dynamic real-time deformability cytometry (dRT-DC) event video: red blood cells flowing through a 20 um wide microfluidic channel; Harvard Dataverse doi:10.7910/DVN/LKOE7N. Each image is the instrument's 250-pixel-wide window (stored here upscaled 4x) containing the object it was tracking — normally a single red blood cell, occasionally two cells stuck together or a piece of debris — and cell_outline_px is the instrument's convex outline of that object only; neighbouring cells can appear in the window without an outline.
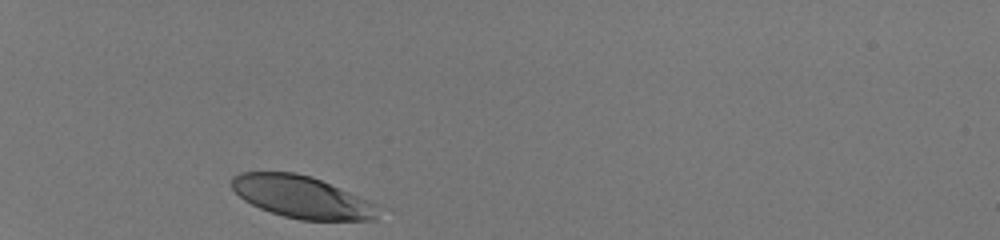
{"species": "human", "species_latin": "Homo sapiens", "temperature_condition": "room temperature", "stored_images_in_passage": 30, "camera_frame_rate_fps": 3000, "um_per_image_px": 0.085, "donor": {"sex": "male"}, "frame": {"image": 1, "passage_image": 1, "time_ms": 0.0, "image_size_px": [1000, 240], "cell_outline_px": [[376, 220], [300, 220], [284, 216], [260, 208], [244, 200], [232, 188], [232, 176], [240, 172], [296, 172], [312, 176], [368, 200], [376, 204]], "centroid_in_image_um": [25.62, 16.73], "position_along_channel_um": 59.4, "area_um2": 35.66}}
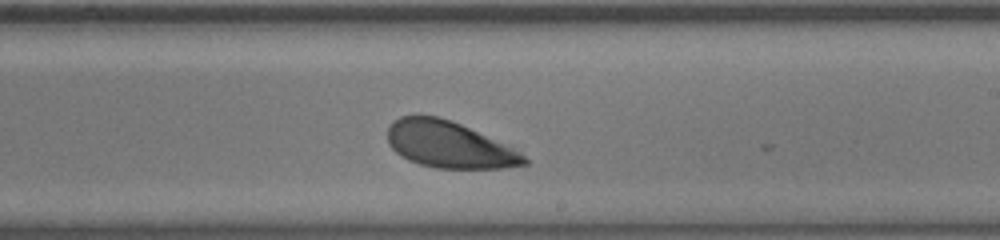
{"frame": {"image": 2, "passage_image": 18, "time_ms": 5.667, "image_size_px": [1000, 240], "cell_outline_px": [[528, 164], [504, 168], [436, 168], [420, 164], [408, 160], [400, 156], [388, 144], [388, 124], [392, 120], [400, 116], [440, 116], [460, 124], [512, 148], [520, 152], [528, 160]], "centroid_in_image_um": [38.11, 12.3], "position_along_channel_um": 250.9, "area_um2": 36.7}}
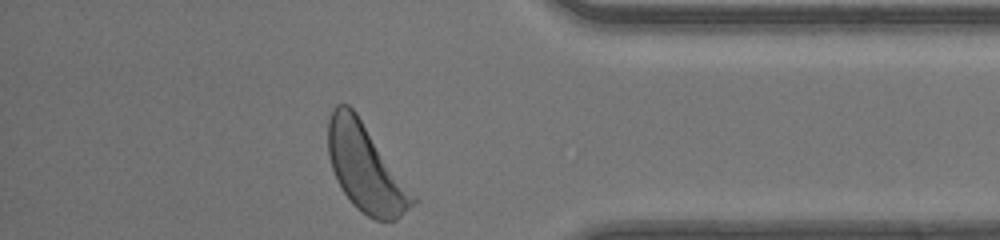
{"frame": {"image": 3, "passage_image": 30, "time_ms": 9.667, "image_size_px": [1000, 240], "cell_outline_px": [[420, 200], [396, 220], [376, 220], [360, 212], [352, 204], [336, 180], [328, 156], [328, 120], [332, 108], [336, 104], [348, 104], [356, 112]], "centroid_in_image_um": [31.09, 14.29], "position_along_channel_um": 404.1, "area_um2": 43.35}, "authors_computed_cell_mechanics": {"area_um2": 38.4948, "velocity_mm_per_s": 4.0767, "shape_relaxation_time_tau1_ms": 0.7934, "shape_relaxation_time_tau2_ms": null, "deformation_change_tau1": 0.0853, "deformation_change_tau2": null}}